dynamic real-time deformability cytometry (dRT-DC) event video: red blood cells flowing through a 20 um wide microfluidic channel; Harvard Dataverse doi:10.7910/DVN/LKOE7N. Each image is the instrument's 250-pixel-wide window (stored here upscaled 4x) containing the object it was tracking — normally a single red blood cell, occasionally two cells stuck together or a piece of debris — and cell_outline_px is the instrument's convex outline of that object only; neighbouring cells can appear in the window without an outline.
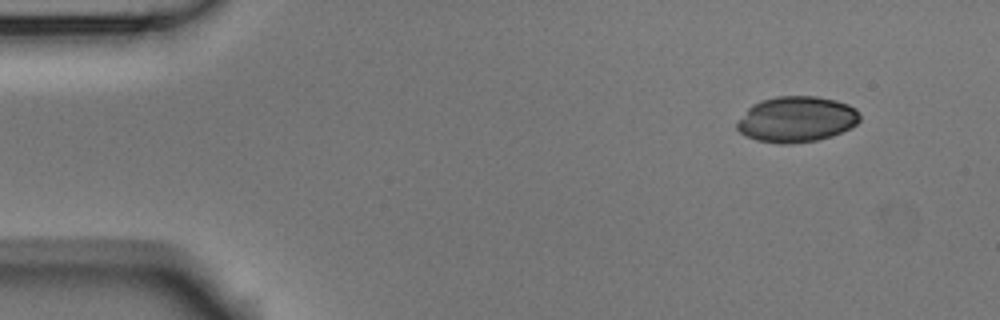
{"species": "Egyptian fruit bat (a non-hibernating species)", "species_latin": "Rousettus aegyptiacus", "temperature_condition": "room temperature", "stored_images_in_passage": 4, "camera_frame_rate_fps": 3000, "um_per_image_px": 0.085, "animal": {"sex": "male"}, "frame": {"image": 1, "passage_image": 1, "time_ms": 0.0, "image_size_px": [1000, 320], "cell_outline_px": [[860, 120], [852, 128], [832, 136], [816, 140], [788, 144], [784, 144], [756, 140], [740, 132], [736, 128], [736, 124], [748, 108], [752, 104], [776, 96], [816, 96], [836, 100], [848, 104], [856, 108], [860, 112]], "centroid_in_image_um": [67.75, 10.13], "position_along_channel_um": 17.3, "area_um2": 32.77}}
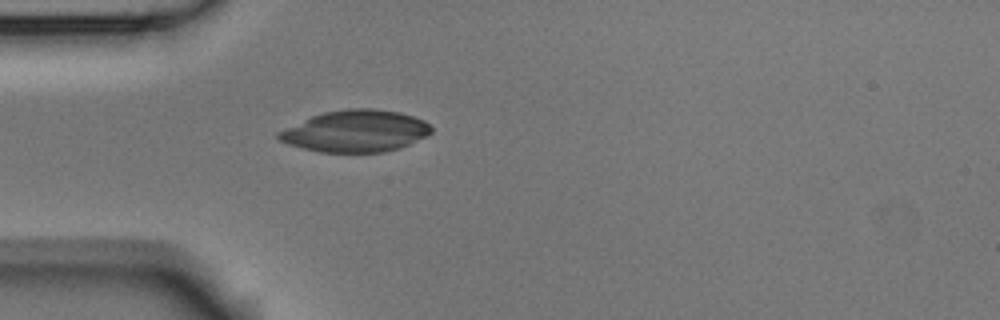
{"frame": {"image": 2, "passage_image": 4, "time_ms": 1.0, "image_size_px": [1000, 320], "cell_outline_px": [[432, 132], [400, 148], [384, 152], [320, 152], [288, 144], [280, 140], [276, 136], [276, 132], [312, 116], [324, 112], [348, 108], [372, 108], [400, 112], [424, 120], [432, 128]], "centroid_in_image_um": [30.21, 11.14], "position_along_channel_um": 54.8, "area_um2": 36.93}}